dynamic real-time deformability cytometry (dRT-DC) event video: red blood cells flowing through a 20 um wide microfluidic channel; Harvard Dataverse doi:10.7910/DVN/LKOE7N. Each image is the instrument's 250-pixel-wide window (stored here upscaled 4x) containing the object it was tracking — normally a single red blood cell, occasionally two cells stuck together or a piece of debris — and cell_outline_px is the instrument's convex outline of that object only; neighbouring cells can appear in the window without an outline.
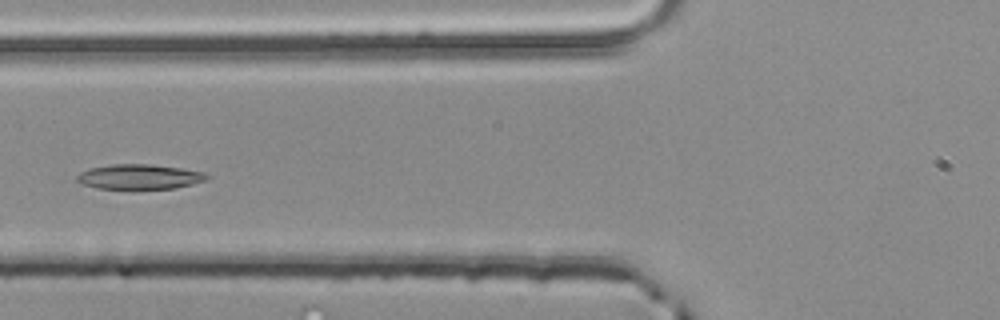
{"species": "common noctule bat (a hibernating species)", "species_latin": "Nyctalus noctula", "temperature_condition": "room temperature", "stored_images_in_passage": 4, "camera_frame_rate_fps": 3000, "um_per_image_px": 0.085, "animal": {"sex": "male", "body_mass_g": 20.4}, "frame": {"image": 1, "passage_image": 4, "time_ms": 1.0, "image_size_px": [1000, 320], "cell_outline_px": [[212, 176], [208, 180], [176, 188], [96, 188], [80, 184], [76, 180], [76, 176], [80, 172], [92, 168], [112, 164], [148, 164], [180, 168], [204, 172]], "centroid_in_image_um": [11.87, 15.02], "position_along_channel_um": 113.9, "area_um2": 18.79}}